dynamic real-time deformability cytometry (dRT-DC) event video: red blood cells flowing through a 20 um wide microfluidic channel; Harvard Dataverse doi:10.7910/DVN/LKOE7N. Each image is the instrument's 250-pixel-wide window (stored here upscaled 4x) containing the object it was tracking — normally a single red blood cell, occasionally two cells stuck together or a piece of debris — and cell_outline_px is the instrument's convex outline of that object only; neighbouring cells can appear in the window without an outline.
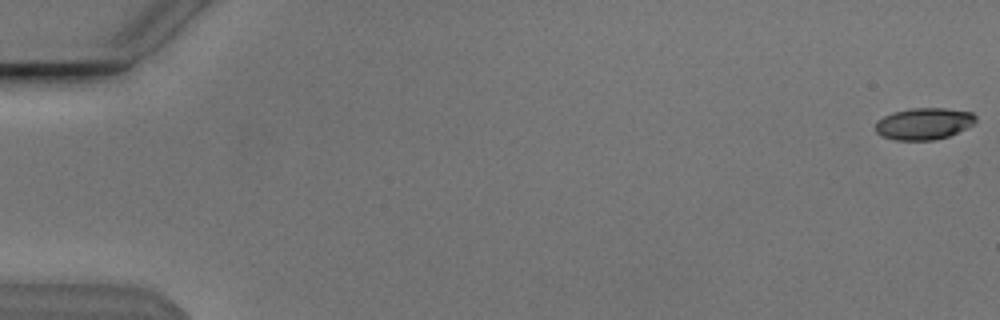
{"species": "Egyptian fruit bat (a non-hibernating species)", "species_latin": "Rousettus aegyptiacus", "temperature_condition": "cold", "stored_images_in_passage": 18, "camera_frame_rate_fps": 3000, "um_per_image_px": 0.085, "animal": {"sex": "male"}, "frame": {"image": 1, "passage_image": 1, "time_ms": 0.0, "image_size_px": [1000, 320], "cell_outline_px": [[976, 124], [968, 128], [948, 136], [932, 140], [896, 140], [880, 136], [876, 132], [876, 120], [892, 112], [912, 108], [944, 108], [972, 112], [976, 116]], "centroid_in_image_um": [78.54, 10.51], "position_along_channel_um": 6.5, "area_um2": 18.73}}
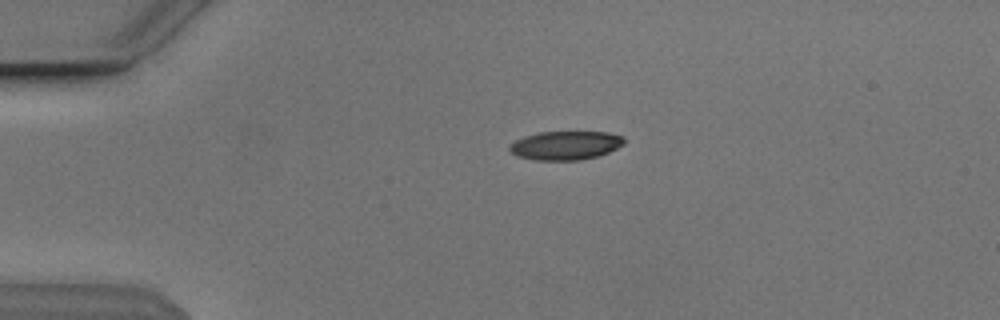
{"frame": {"image": 2, "passage_image": 13, "time_ms": 4.0, "image_size_px": [1000, 320], "cell_outline_px": [[624, 144], [608, 152], [596, 156], [580, 160], [536, 160], [516, 156], [508, 152], [508, 148], [516, 140], [524, 136], [540, 132], [608, 132], [624, 136]], "centroid_in_image_um": [48.05, 12.36], "position_along_channel_um": 37.0, "area_um2": 19.19}}